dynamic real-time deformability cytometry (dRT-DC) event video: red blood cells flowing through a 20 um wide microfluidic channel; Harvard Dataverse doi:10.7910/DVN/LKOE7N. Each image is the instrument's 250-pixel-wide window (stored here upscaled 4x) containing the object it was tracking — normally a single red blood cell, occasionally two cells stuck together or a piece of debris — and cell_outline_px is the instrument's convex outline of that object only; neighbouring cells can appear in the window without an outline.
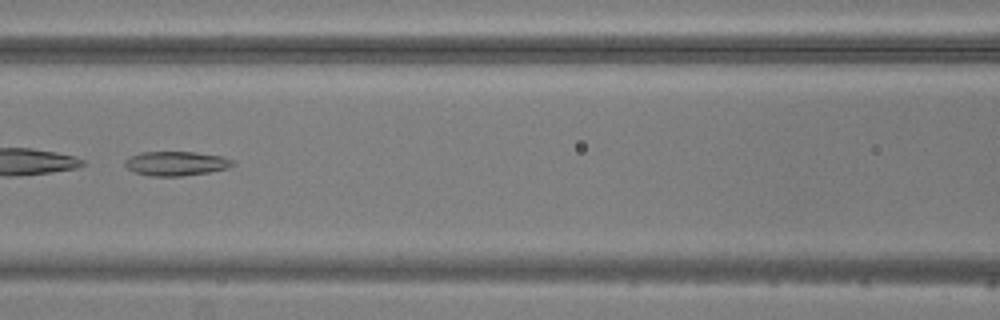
{"species": "common noctule bat (a hibernating species)", "species_latin": "Nyctalus noctula", "temperature_condition": "warm", "stored_images_in_passage": 6, "camera_frame_rate_fps": 3000, "um_per_image_px": 0.085, "animal": {"sex": "male", "body_mass_g": 20.5, "forearm_length_mm": 52.5}, "frame": {"image": 1, "passage_image": 6, "time_ms": 6.667, "image_size_px": [1000, 320], "cell_outline_px": [[236, 164], [228, 168], [208, 172], [180, 176], [148, 176], [136, 172], [128, 168], [124, 164], [124, 160], [140, 152], [196, 152], [224, 156], [236, 160]], "centroid_in_image_um": [15.03, 13.89], "position_along_channel_um": 151.6, "area_um2": 15.37}}